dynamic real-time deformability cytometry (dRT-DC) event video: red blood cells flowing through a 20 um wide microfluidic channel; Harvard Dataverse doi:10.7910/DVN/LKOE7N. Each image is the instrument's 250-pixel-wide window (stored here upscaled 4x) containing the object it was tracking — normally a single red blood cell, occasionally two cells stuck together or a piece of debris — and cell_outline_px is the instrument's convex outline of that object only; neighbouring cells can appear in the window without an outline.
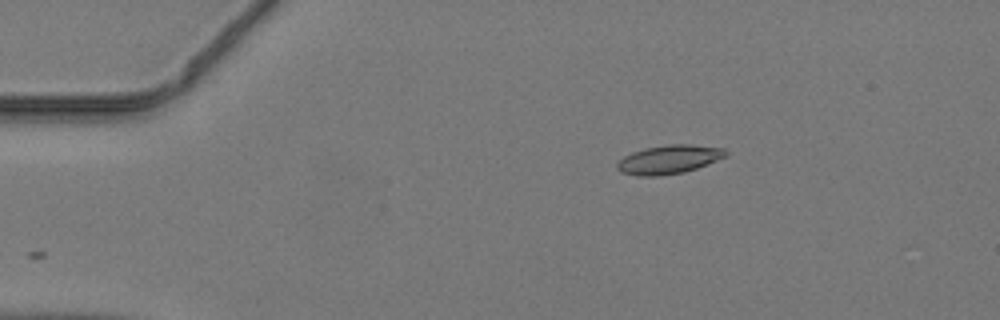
{"species": "common noctule bat (a hibernating species)", "species_latin": "Nyctalus noctula", "temperature_condition": "warm", "stored_images_in_passage": 39, "camera_frame_rate_fps": 3000, "um_per_image_px": 0.085, "animal": {"sex": "male", "body_mass_g": 19.2, "forearm_length_mm": 51.8}, "frame": {"image": 1, "passage_image": 1, "time_ms": 0.0, "image_size_px": [1000, 320], "cell_outline_px": [[728, 156], [696, 168], [684, 172], [656, 176], [636, 176], [620, 172], [616, 168], [616, 164], [624, 156], [632, 152], [644, 148], [668, 144], [688, 144], [724, 148], [728, 152]], "centroid_in_image_um": [56.85, 13.55], "position_along_channel_um": 28.2, "area_um2": 18.26}}
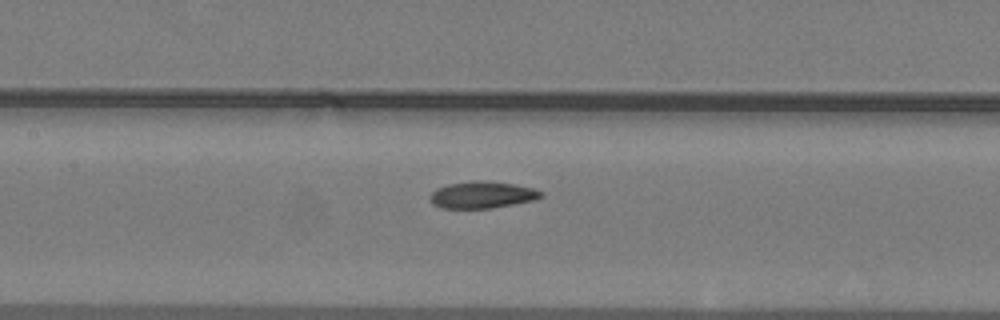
{"frame": {"image": 2, "passage_image": 15, "time_ms": 4.667, "image_size_px": [1000, 320], "cell_outline_px": [[544, 196], [532, 200], [492, 208], [440, 208], [432, 204], [428, 196], [436, 188], [448, 184], [472, 180], [484, 180], [512, 184], [532, 188], [544, 192]], "centroid_in_image_um": [40.93, 16.55], "position_along_channel_um": 166.5, "area_um2": 17.4}}
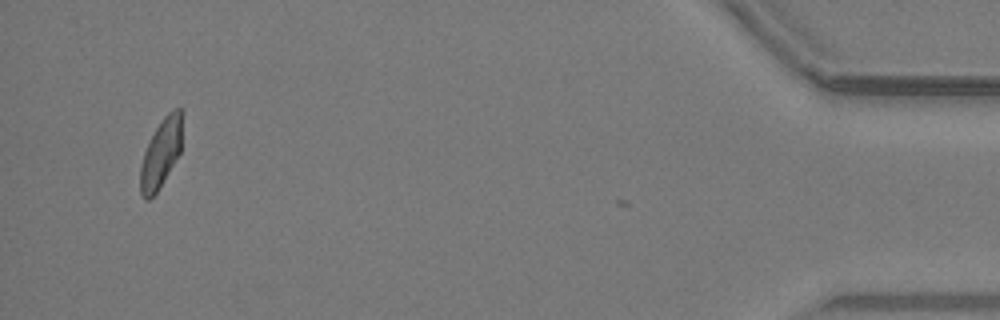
{"frame": {"image": 3, "passage_image": 38, "time_ms": 12.333, "image_size_px": [1000, 320], "cell_outline_px": [[184, 112], [180, 152], [156, 192], [148, 200], [144, 200], [140, 192], [140, 168], [144, 152], [160, 120], [172, 108], [184, 108]], "centroid_in_image_um": [13.71, 12.94], "position_along_channel_um": 421.5, "area_um2": 16.82}}